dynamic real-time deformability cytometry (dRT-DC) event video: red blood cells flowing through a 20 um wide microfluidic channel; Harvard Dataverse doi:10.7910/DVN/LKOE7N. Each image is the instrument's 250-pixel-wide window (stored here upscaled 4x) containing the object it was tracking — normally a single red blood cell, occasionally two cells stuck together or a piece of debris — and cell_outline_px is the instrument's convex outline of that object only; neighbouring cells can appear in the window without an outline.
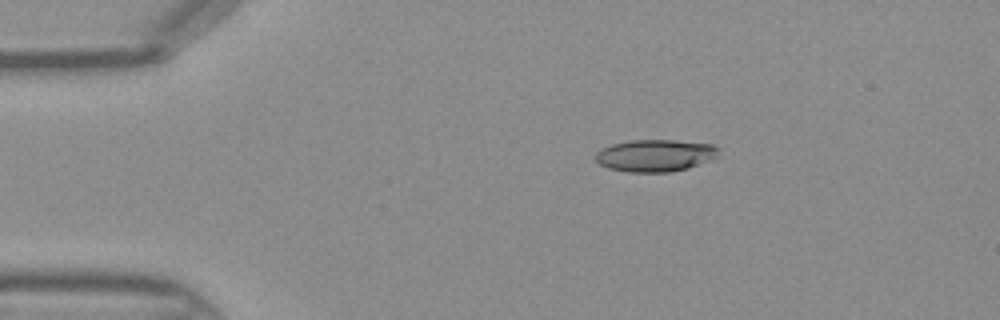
{"species": "Egyptian fruit bat (a non-hibernating species)", "species_latin": "Rousettus aegyptiacus", "temperature_condition": "warm", "stored_images_in_passage": 38, "camera_frame_rate_fps": 3000, "um_per_image_px": 0.085, "frame": {"image": 1, "passage_image": 1, "time_ms": 0.0, "image_size_px": [1000, 320], "cell_outline_px": [[720, 148], [716, 156], [708, 160], [688, 168], [668, 172], [628, 172], [608, 168], [600, 164], [596, 160], [596, 152], [600, 148], [612, 144], [632, 140], [672, 140], [712, 144]], "centroid_in_image_um": [55.66, 13.21], "position_along_channel_um": 29.3, "area_um2": 22.89}}
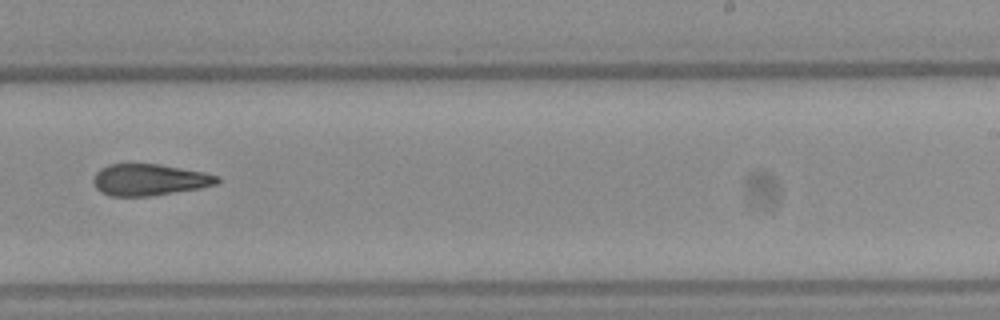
{"frame": {"image": 2, "passage_image": 21, "time_ms": 6.667, "image_size_px": [1000, 320], "cell_outline_px": [[220, 180], [216, 184], [200, 188], [148, 196], [112, 196], [100, 192], [96, 188], [92, 180], [96, 172], [100, 168], [108, 164], [160, 164], [204, 172], [220, 176]], "centroid_in_image_um": [12.68, 15.27], "position_along_channel_um": 276.3, "area_um2": 22.77}}
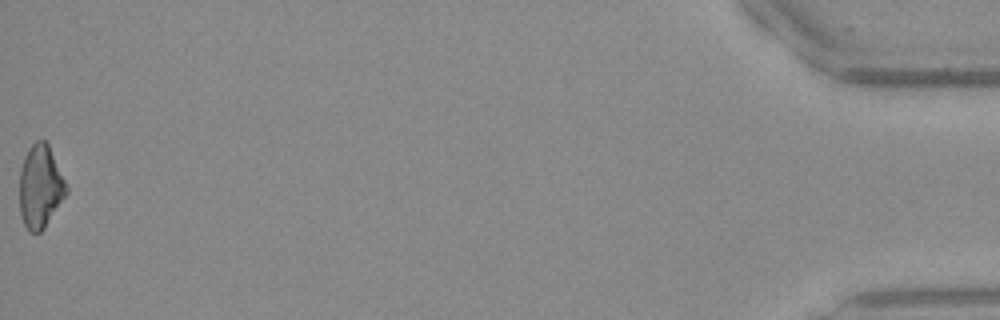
{"frame": {"image": 3, "passage_image": 38, "time_ms": 12.333, "image_size_px": [1000, 320], "cell_outline_px": [[68, 192], [44, 228], [40, 232], [28, 232], [24, 224], [20, 212], [20, 168], [24, 156], [28, 148], [36, 140], [44, 140], [48, 144], [68, 188]], "centroid_in_image_um": [3.41, 15.86], "position_along_channel_um": 431.8, "area_um2": 22.48}}